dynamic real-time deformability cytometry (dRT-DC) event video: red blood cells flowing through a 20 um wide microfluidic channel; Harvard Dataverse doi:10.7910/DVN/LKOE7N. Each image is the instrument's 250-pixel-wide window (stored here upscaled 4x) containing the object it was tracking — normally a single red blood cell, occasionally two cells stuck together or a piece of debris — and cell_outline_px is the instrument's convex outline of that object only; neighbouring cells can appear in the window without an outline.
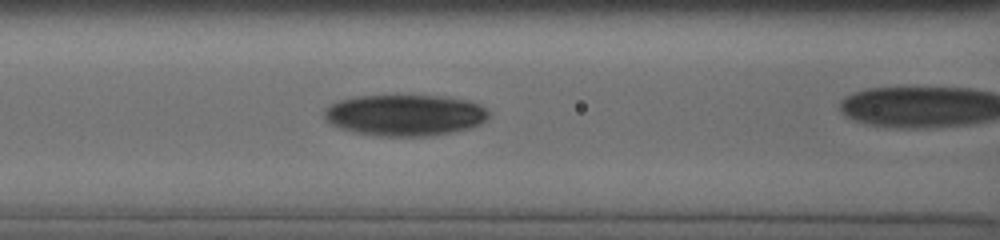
{"species": "human", "species_latin": "Homo sapiens", "temperature_condition": "cold", "stored_images_in_passage": 16, "camera_frame_rate_fps": 3000, "um_per_image_px": 0.085, "donor": {"sex": "male"}, "frame": {"image": 1, "passage_image": 12, "time_ms": 8.667, "image_size_px": [1000, 240], "cell_outline_px": [[488, 116], [480, 124], [472, 128], [432, 136], [380, 136], [352, 132], [340, 128], [332, 124], [324, 116], [324, 108], [328, 104], [340, 100], [356, 96], [444, 96], [464, 100], [476, 104], [484, 108], [488, 112]], "centroid_in_image_um": [34.38, 9.8], "position_along_channel_um": 132.2, "area_um2": 39.48}}
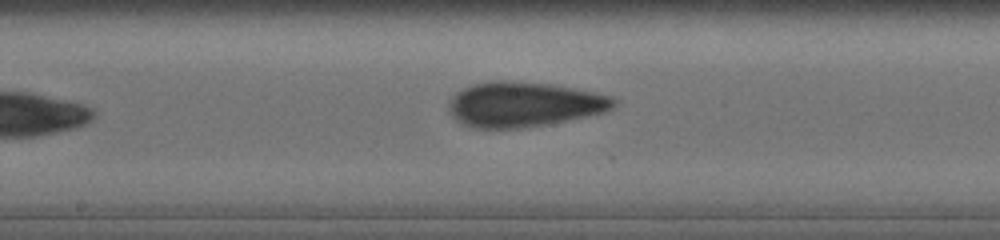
{"frame": {"image": 2, "passage_image": 16, "time_ms": 11.667, "image_size_px": [1000, 240], "cell_outline_px": [[616, 104], [612, 108], [604, 112], [548, 124], [520, 128], [472, 128], [456, 120], [452, 116], [448, 108], [448, 104], [452, 96], [456, 92], [472, 84], [488, 80], [508, 80], [548, 84], [592, 92], [612, 96], [616, 100]], "centroid_in_image_um": [44.47, 8.87], "position_along_channel_um": 203.7, "area_um2": 43.12}}